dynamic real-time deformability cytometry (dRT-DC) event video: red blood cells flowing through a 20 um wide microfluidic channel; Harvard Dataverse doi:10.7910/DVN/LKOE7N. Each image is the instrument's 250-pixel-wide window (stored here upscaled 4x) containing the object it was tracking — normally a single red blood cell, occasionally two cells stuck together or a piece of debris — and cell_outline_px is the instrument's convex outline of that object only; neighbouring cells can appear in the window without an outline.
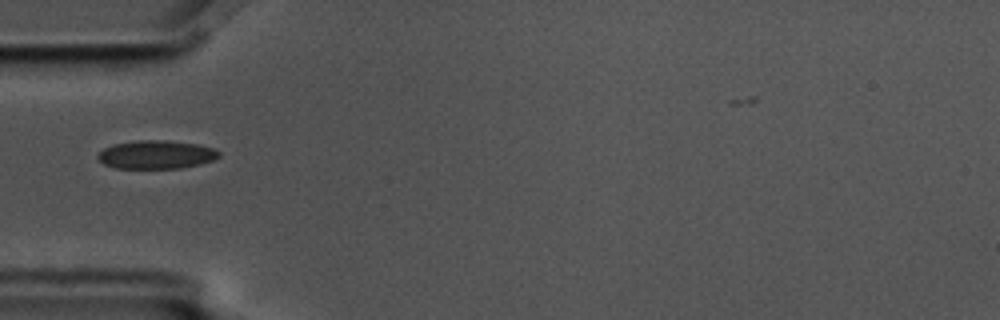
{"species": "common noctule bat (a hibernating species)", "species_latin": "Nyctalus noctula", "temperature_condition": "cold", "stored_images_in_passage": 4, "camera_frame_rate_fps": 3000, "um_per_image_px": 0.085, "animal": {"sex": "male", "body_mass_g": 17.5, "forearm_length_mm": 52.3}, "frame": {"image": 1, "passage_image": 2, "time_ms": 0.333, "image_size_px": [1000, 320], "cell_outline_px": [[220, 156], [212, 160], [200, 164], [180, 168], [116, 168], [104, 164], [96, 156], [104, 148], [112, 144], [140, 140], [164, 140], [200, 144], [216, 148], [220, 152]], "centroid_in_image_um": [13.31, 13.13], "position_along_channel_um": 71.7, "area_um2": 20.11}}